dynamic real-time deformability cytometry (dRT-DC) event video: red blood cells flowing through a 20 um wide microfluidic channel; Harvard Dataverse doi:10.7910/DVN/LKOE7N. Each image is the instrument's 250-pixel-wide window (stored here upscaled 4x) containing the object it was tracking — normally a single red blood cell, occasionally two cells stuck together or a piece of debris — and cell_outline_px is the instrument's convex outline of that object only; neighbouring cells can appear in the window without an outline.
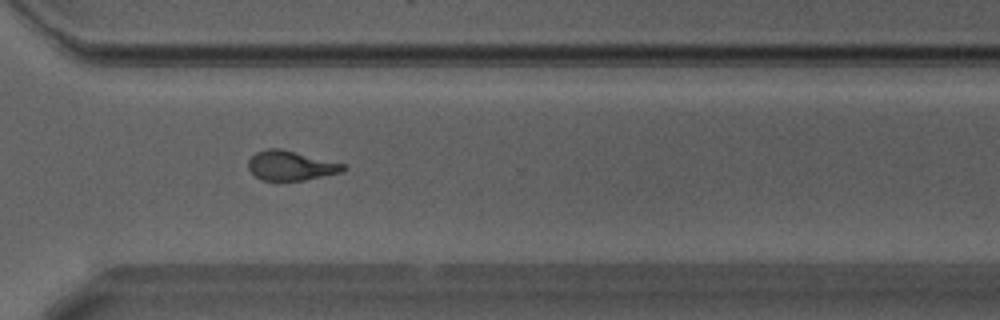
{"species": "Egyptian fruit bat (a non-hibernating species)", "species_latin": "Rousettus aegyptiacus", "temperature_condition": "warm", "stored_images_in_passage": 48, "camera_frame_rate_fps": 3000, "um_per_image_px": 0.085, "animal": {"sex": "male"}, "frame": {"image": 1, "passage_image": 35, "time_ms": 11.333, "image_size_px": [1000, 320], "cell_outline_px": [[348, 168], [340, 172], [304, 180], [264, 180], [256, 176], [248, 168], [248, 160], [256, 152], [268, 148], [280, 148], [344, 164]], "centroid_in_image_um": [24.7, 14.07], "position_along_channel_um": 345.9, "area_um2": 16.07}, "authors_computed_cell_mechanics": {"area_um2": 16.5019, "velocity_mm_per_s": 4.2416, "shape_relaxation_time_tau1_ms": 3.7323, "shape_relaxation_time_tau2_ms": 2.1134, "deformation_change_tau1": 0.2177, "deformation_change_tau2": 0.1142}}